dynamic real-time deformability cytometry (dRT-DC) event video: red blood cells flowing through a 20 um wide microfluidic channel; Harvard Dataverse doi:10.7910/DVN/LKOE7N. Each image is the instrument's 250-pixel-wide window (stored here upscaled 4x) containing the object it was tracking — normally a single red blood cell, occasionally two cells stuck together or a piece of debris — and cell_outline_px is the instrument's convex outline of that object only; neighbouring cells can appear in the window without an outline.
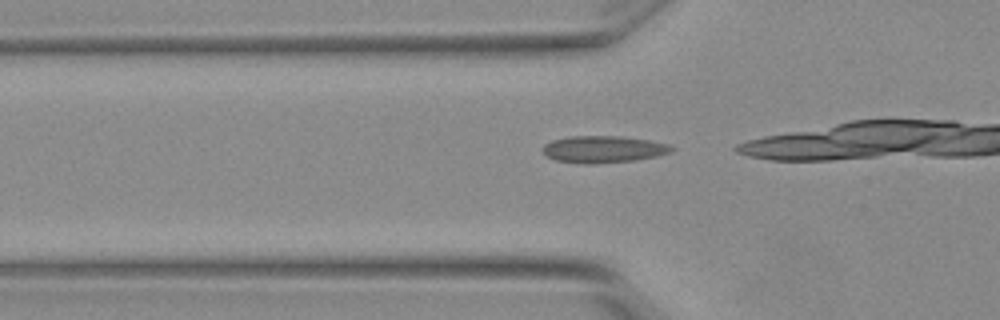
{"species": "Egyptian fruit bat (a non-hibernating species)", "species_latin": "Rousettus aegyptiacus", "temperature_condition": "warm", "stored_images_in_passage": 8, "camera_frame_rate_fps": 3000, "um_per_image_px": 0.085, "animal": {"sex": "female"}, "frame": {"image": 1, "passage_image": 3, "time_ms": 0.667, "image_size_px": [1000, 320], "cell_outline_px": [[676, 148], [672, 152], [656, 156], [632, 160], [592, 164], [584, 164], [556, 160], [548, 156], [540, 148], [544, 144], [552, 140], [568, 136], [624, 136], [648, 140], [668, 144]], "centroid_in_image_um": [51.28, 12.68], "position_along_channel_um": 74.5, "area_um2": 20.23}}
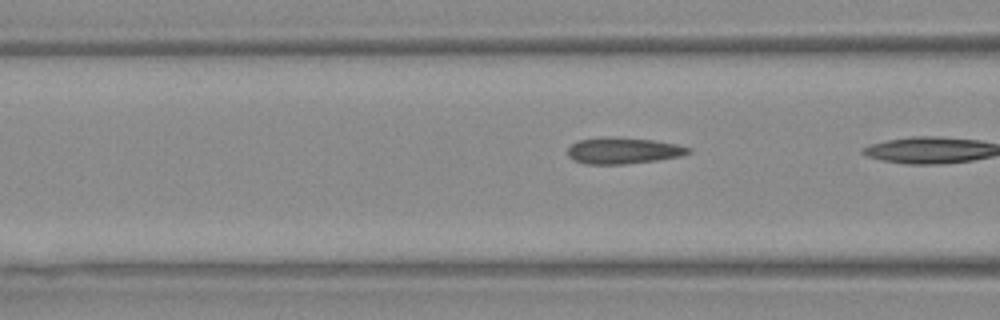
{"frame": {"image": 2, "passage_image": 6, "time_ms": 1.667, "image_size_px": [1000, 320], "cell_outline_px": [[692, 152], [680, 156], [656, 160], [624, 164], [584, 164], [572, 160], [568, 156], [568, 148], [572, 144], [580, 140], [600, 136], [608, 136], [652, 140], [676, 144], [692, 148]], "centroid_in_image_um": [52.94, 12.8], "position_along_channel_um": 113.7, "area_um2": 18.61}}